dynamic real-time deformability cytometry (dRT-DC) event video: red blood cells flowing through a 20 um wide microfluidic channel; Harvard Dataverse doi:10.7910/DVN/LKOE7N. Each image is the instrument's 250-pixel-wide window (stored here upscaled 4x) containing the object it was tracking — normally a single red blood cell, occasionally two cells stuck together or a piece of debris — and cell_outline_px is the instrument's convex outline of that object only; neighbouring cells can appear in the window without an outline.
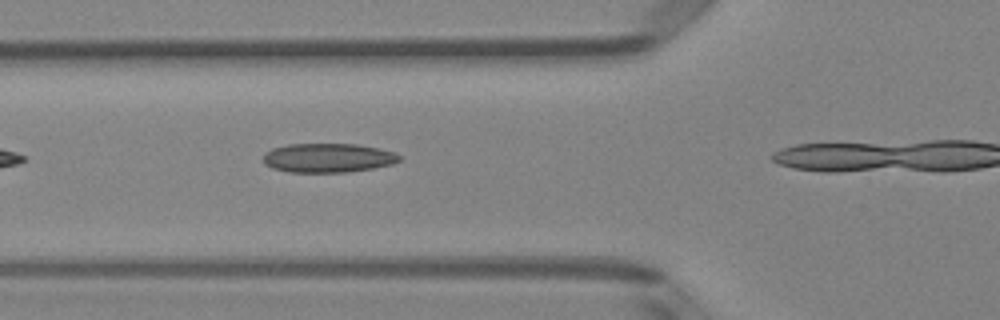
{"species": "Egyptian fruit bat (a non-hibernating species)", "species_latin": "Rousettus aegyptiacus", "temperature_condition": "room temperature", "stored_images_in_passage": 7, "camera_frame_rate_fps": 3000, "um_per_image_px": 0.085, "animal": {"sex": "female"}, "frame": {"image": 1, "passage_image": 3, "time_ms": 0.667, "image_size_px": [1000, 320], "cell_outline_px": [[400, 160], [392, 164], [372, 168], [348, 172], [288, 172], [272, 168], [264, 164], [264, 152], [272, 148], [288, 144], [356, 144], [380, 148], [396, 152], [400, 156]], "centroid_in_image_um": [27.87, 13.41], "position_along_channel_um": 97.9, "area_um2": 23.24}}
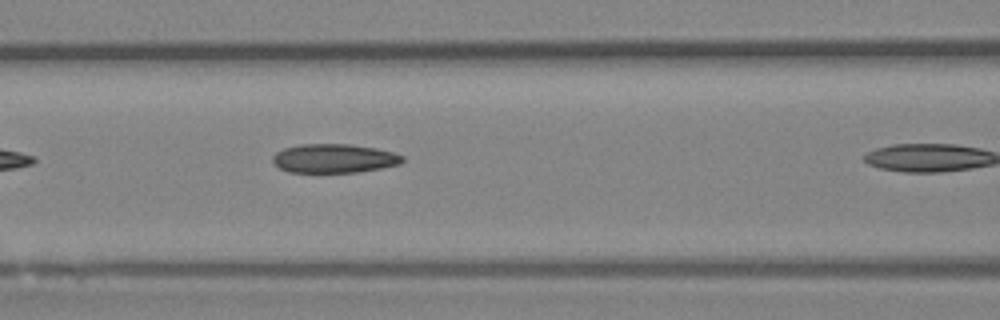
{"frame": {"image": 2, "passage_image": 6, "time_ms": 1.667, "image_size_px": [1000, 320], "cell_outline_px": [[404, 160], [400, 164], [380, 168], [356, 172], [288, 172], [272, 164], [272, 156], [276, 152], [284, 148], [300, 144], [352, 144], [376, 148], [392, 152], [404, 156]], "centroid_in_image_um": [28.37, 13.46], "position_along_channel_um": 138.2, "area_um2": 21.96}}